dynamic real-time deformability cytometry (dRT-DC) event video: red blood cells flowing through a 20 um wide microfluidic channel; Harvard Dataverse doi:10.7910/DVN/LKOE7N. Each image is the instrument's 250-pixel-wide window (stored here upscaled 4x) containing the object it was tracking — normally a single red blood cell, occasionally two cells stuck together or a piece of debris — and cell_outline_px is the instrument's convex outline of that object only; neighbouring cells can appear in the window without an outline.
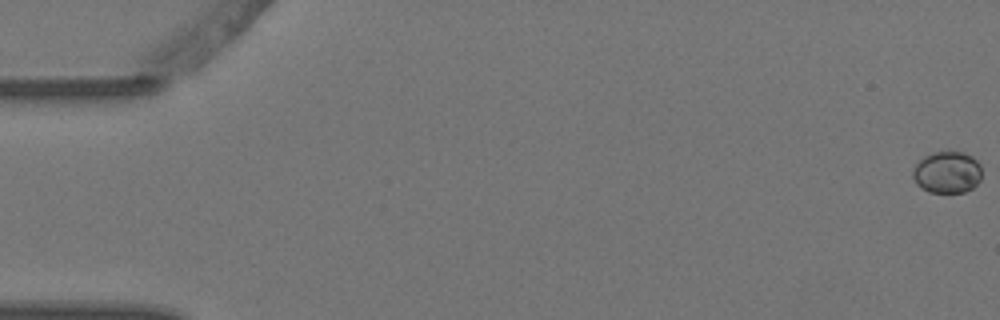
{"species": "Egyptian fruit bat (a non-hibernating species)", "species_latin": "Rousettus aegyptiacus", "temperature_condition": "warm", "stored_images_in_passage": 5, "camera_frame_rate_fps": 3000, "um_per_image_px": 0.085, "animal": {"sex": "female"}, "frame": {"image": 1, "passage_image": 1, "time_ms": 0.0, "image_size_px": [1000, 320], "cell_outline_px": [[980, 180], [972, 188], [964, 192], [928, 192], [916, 184], [912, 176], [912, 172], [916, 164], [924, 156], [932, 152], [964, 152], [972, 156], [980, 164]], "centroid_in_image_um": [80.49, 14.64], "position_along_channel_um": 4.5, "area_um2": 16.76}}
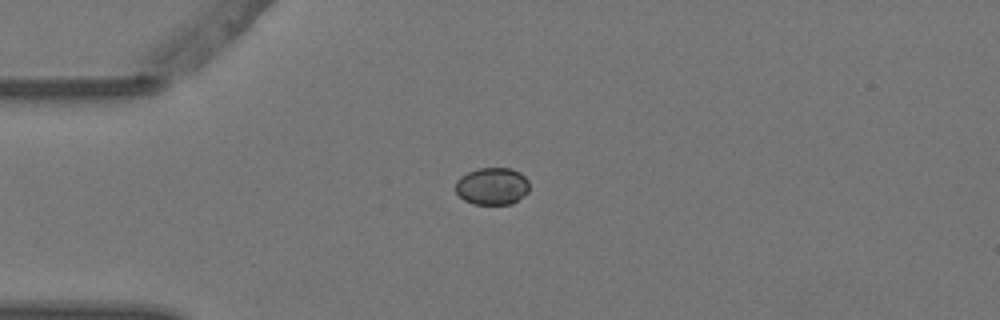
{"frame": {"image": 2, "passage_image": 5, "time_ms": 1.333, "image_size_px": [1000, 320], "cell_outline_px": [[528, 192], [524, 196], [512, 204], [472, 204], [464, 200], [456, 192], [456, 180], [460, 176], [468, 172], [480, 168], [512, 168], [520, 172], [528, 180]], "centroid_in_image_um": [41.84, 15.82], "position_along_channel_um": 43.2, "area_um2": 16.13}}